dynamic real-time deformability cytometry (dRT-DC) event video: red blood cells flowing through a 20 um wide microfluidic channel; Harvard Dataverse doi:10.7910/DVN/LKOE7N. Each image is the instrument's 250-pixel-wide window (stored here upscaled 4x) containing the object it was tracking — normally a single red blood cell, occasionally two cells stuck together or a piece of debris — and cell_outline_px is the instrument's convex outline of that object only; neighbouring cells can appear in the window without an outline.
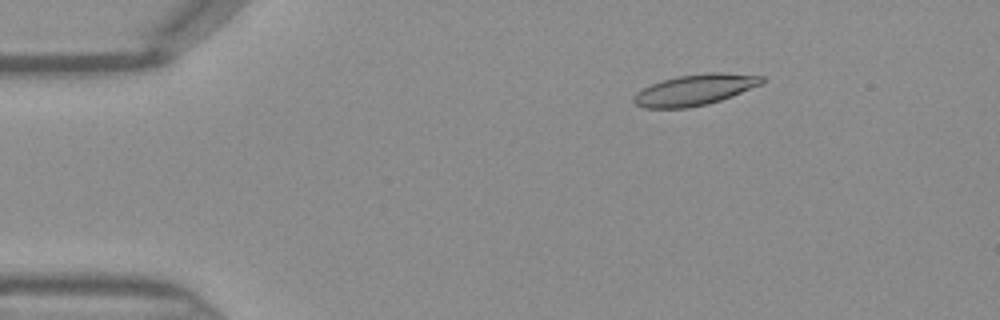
{"species": "Egyptian fruit bat (a non-hibernating species)", "species_latin": "Rousettus aegyptiacus", "temperature_condition": "warm", "stored_images_in_passage": 42, "camera_frame_rate_fps": 3000, "um_per_image_px": 0.085, "frame": {"image": 1, "passage_image": 3, "time_ms": 0.667, "image_size_px": [1000, 320], "cell_outline_px": [[764, 84], [732, 96], [708, 104], [688, 108], [644, 108], [636, 104], [632, 100], [636, 92], [652, 84], [676, 76], [708, 72], [720, 72], [764, 76]], "centroid_in_image_um": [59.1, 7.63], "position_along_channel_um": 25.9, "area_um2": 23.18}}
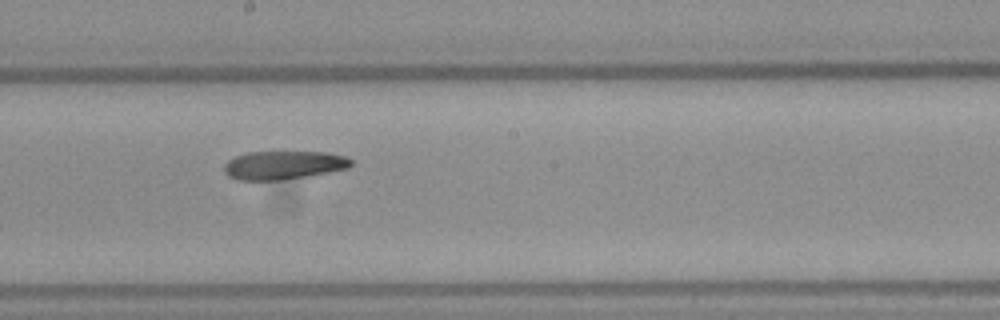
{"frame": {"image": 2, "passage_image": 21, "time_ms": 6.667, "image_size_px": [1000, 320], "cell_outline_px": [[352, 164], [348, 168], [308, 176], [280, 180], [240, 180], [228, 176], [224, 172], [224, 164], [228, 160], [236, 156], [248, 152], [328, 152], [344, 156], [352, 160]], "centroid_in_image_um": [24.09, 14.03], "position_along_channel_um": 224.1, "area_um2": 21.04}}
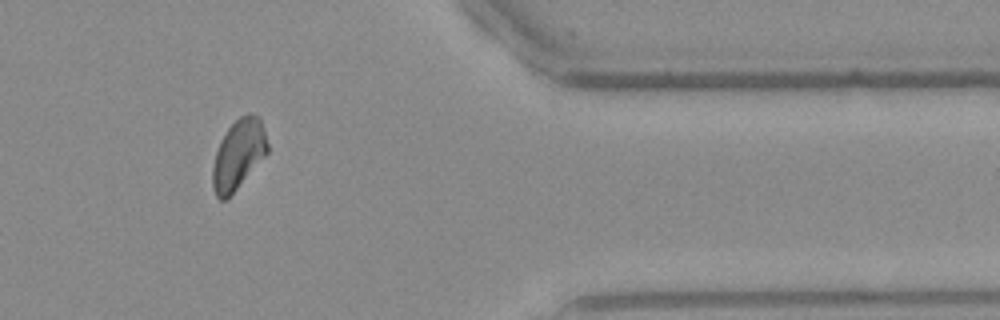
{"frame": {"image": 3, "passage_image": 34, "time_ms": 11.0, "image_size_px": [1000, 320], "cell_outline_px": [[268, 152], [228, 200], [220, 200], [216, 196], [212, 184], [212, 168], [216, 152], [220, 140], [228, 128], [240, 116], [248, 112], [252, 112], [260, 120], [264, 128], [268, 144]], "centroid_in_image_um": [20.26, 13.15], "position_along_channel_um": 391.1, "area_um2": 22.43}}